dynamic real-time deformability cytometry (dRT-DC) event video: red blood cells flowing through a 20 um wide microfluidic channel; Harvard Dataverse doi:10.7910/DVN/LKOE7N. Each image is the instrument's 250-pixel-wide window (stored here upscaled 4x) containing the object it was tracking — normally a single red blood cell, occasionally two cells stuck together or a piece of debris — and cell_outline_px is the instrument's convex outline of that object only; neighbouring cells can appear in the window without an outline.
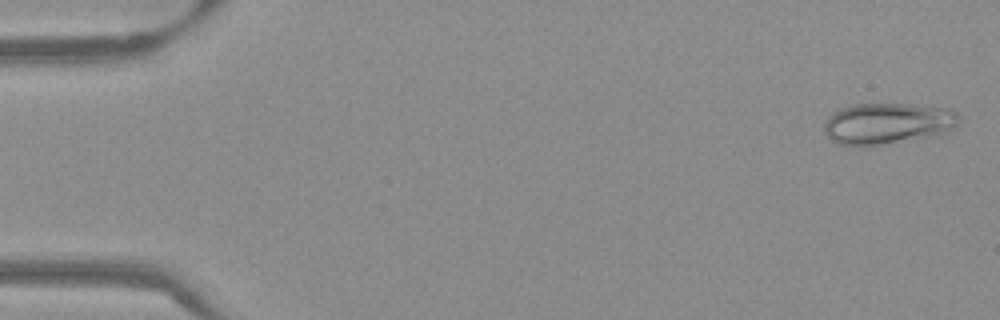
{"species": "Egyptian fruit bat (a non-hibernating species)", "species_latin": "Rousettus aegyptiacus", "temperature_condition": "warm", "stored_images_in_passage": 53, "camera_frame_rate_fps": 3000, "um_per_image_px": 0.085, "frame": {"image": 1, "passage_image": 2, "time_ms": 0.333, "image_size_px": [1000, 320], "cell_outline_px": [[960, 120], [948, 132], [940, 136], [868, 148], [860, 148], [840, 144], [832, 140], [824, 132], [824, 124], [828, 116], [832, 112], [840, 108], [856, 104], [908, 104], [952, 108], [960, 112]], "centroid_in_image_um": [75.49, 10.53], "position_along_channel_um": 9.5, "area_um2": 33.76}}
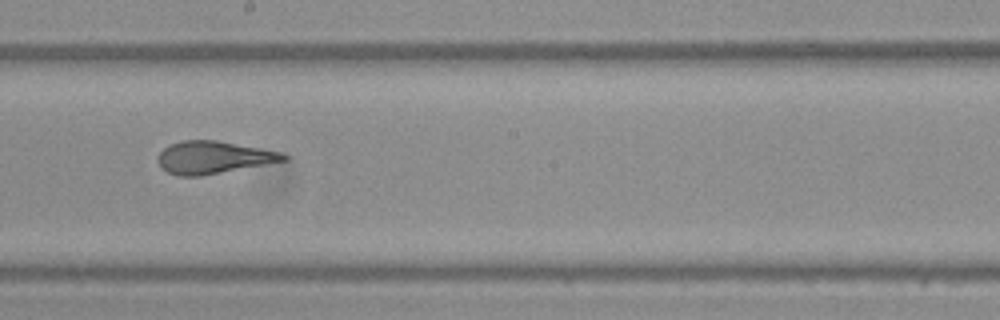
{"frame": {"image": 2, "passage_image": 30, "time_ms": 9.667, "image_size_px": [1000, 320], "cell_outline_px": [[288, 160], [200, 176], [180, 176], [168, 172], [160, 168], [156, 160], [160, 152], [164, 148], [172, 144], [184, 140], [216, 140], [280, 152], [288, 156]], "centroid_in_image_um": [18.1, 13.38], "position_along_channel_um": 230.1, "area_um2": 23.52}}
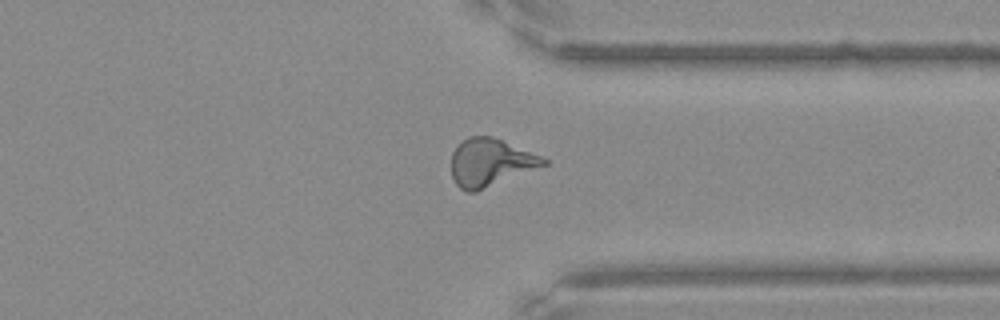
{"frame": {"image": 3, "passage_image": 41, "time_ms": 13.333, "image_size_px": [1000, 320], "cell_outline_px": [[548, 164], [476, 192], [468, 192], [460, 188], [456, 184], [452, 176], [452, 152], [456, 144], [468, 136], [492, 136], [540, 156], [548, 160]], "centroid_in_image_um": [41.64, 13.81], "position_along_channel_um": 369.8, "area_um2": 25.49}, "authors_computed_cell_mechanics": {"area_um2": 24.9696, "velocity_mm_per_s": 3.8414, "shape_relaxation_time_tau1_ms": 10.437, "shape_relaxation_time_tau2_ms": 1.0171, "deformation_change_tau1": 0.2917, "deformation_change_tau2": 0.1033}}